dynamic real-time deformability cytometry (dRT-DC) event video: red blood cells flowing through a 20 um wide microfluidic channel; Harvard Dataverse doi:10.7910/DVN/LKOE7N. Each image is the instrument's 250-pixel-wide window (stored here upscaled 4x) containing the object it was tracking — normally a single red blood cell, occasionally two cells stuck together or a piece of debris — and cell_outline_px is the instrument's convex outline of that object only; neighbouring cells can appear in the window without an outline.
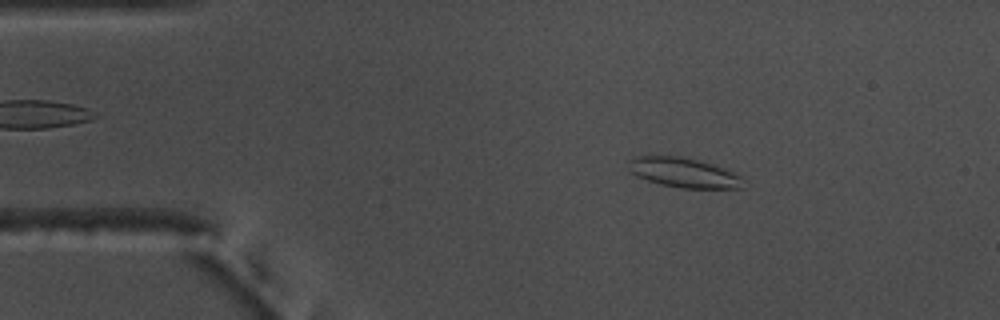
{"species": "common noctule bat (a hibernating species)", "species_latin": "Nyctalus noctula", "temperature_condition": "warm", "stored_images_in_passage": 55, "camera_frame_rate_fps": 3000, "um_per_image_px": 0.085, "animal": {"sex": "male", "body_mass_g": 17.5, "forearm_length_mm": 52.3}, "frame": {"image": 1, "passage_image": 9, "time_ms": 2.667, "image_size_px": [1000, 320], "cell_outline_px": [[744, 188], [680, 188], [660, 184], [648, 180], [632, 172], [628, 168], [628, 160], [636, 156], [680, 156], [700, 160], [724, 168], [740, 176]], "centroid_in_image_um": [58.11, 14.67], "position_along_channel_um": 26.9, "area_um2": 19.71}}
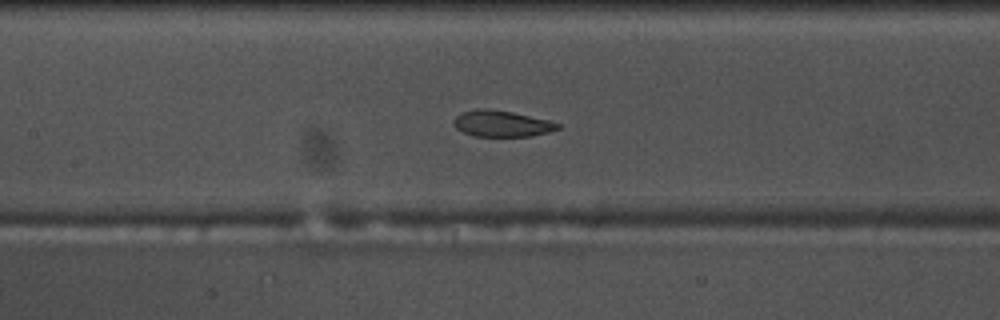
{"frame": {"image": 2, "passage_image": 25, "time_ms": 8.0, "image_size_px": [1000, 320], "cell_outline_px": [[560, 128], [548, 132], [532, 136], [472, 136], [456, 128], [456, 116], [460, 112], [476, 108], [488, 108], [512, 112], [548, 120], [560, 124]], "centroid_in_image_um": [42.65, 10.5], "position_along_channel_um": 164.8, "area_um2": 15.78}}
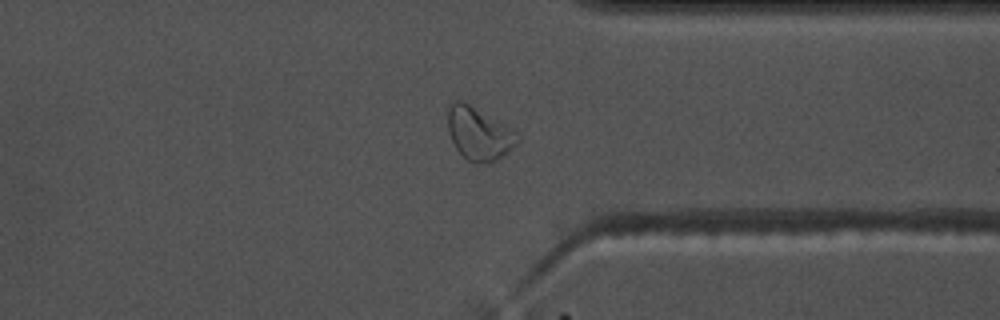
{"frame": {"image": 3, "passage_image": 42, "time_ms": 13.667, "image_size_px": [1000, 320], "cell_outline_px": [[520, 140], [508, 152], [492, 160], [480, 164], [476, 164], [468, 160], [456, 148], [448, 132], [448, 104], [452, 100], [464, 100], [508, 128]], "centroid_in_image_um": [40.62, 11.33], "position_along_channel_um": 370.8, "area_um2": 20.81}, "authors_computed_cell_mechanics": {"area_um2": 18.8428, "velocity_mm_per_s": 3.686, "shape_relaxation_time_tau1_ms": 6.5593, "shape_relaxation_time_tau2_ms": 1.6011, "deformation_change_tau1": 0.15, "deformation_change_tau2": 0.08}}